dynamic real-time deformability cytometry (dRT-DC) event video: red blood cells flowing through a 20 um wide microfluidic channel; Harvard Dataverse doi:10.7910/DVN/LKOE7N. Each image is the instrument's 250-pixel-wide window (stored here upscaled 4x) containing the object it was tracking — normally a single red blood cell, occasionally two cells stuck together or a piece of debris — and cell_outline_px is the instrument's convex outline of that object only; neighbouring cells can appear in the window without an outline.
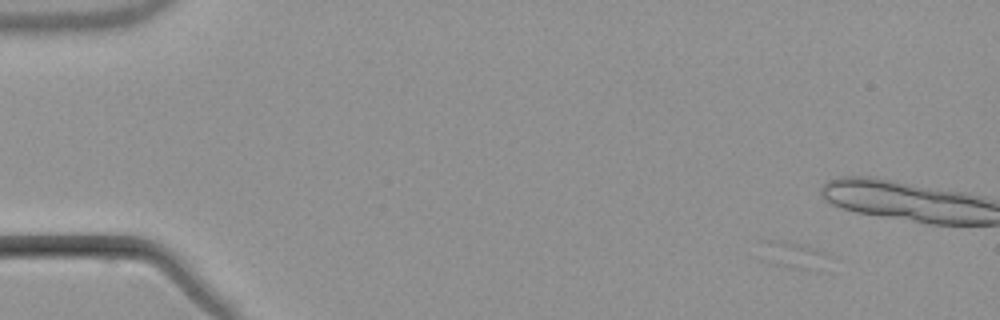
{"species": "common noctule bat (a hibernating species)", "species_latin": "Nyctalus noctula", "temperature_condition": "warm", "stored_images_in_passage": 5, "camera_frame_rate_fps": 3000, "um_per_image_px": 0.085, "animal": {"sex": "male", "body_mass_g": 21.5, "forearm_length_mm": 52.0}, "frame": {"image": 1, "passage_image": 1, "time_ms": 0.0, "image_size_px": [1000, 320], "cell_outline_px": [[836, 256], [816, 268], [784, 268], [768, 264], [756, 260], [756, 256], [760, 240], [788, 240], [816, 248], [828, 252]], "centroid_in_image_um": [67.25, 21.64], "position_along_channel_um": 17.8, "area_um2": 11.85}}